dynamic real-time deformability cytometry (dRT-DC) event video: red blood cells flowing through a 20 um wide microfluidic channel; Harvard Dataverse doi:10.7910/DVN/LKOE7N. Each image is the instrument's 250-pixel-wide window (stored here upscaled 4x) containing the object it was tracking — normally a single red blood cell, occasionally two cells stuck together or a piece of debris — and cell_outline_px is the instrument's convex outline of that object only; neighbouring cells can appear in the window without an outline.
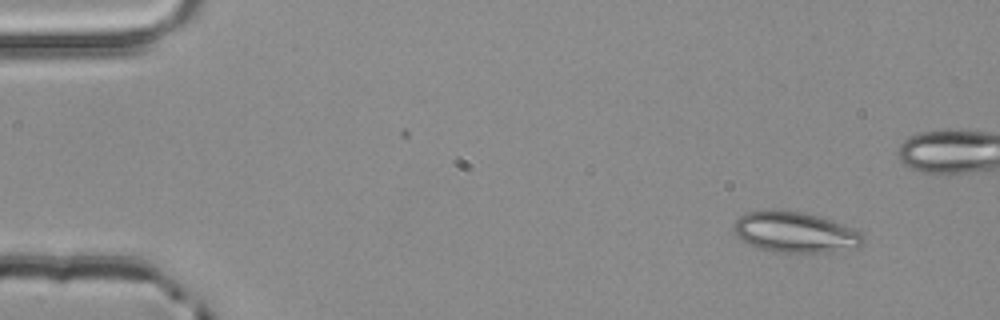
{"species": "common noctule bat (a hibernating species)", "species_latin": "Nyctalus noctula", "temperature_condition": "room temperature", "stored_images_in_passage": 4, "camera_frame_rate_fps": 3000, "um_per_image_px": 0.085, "animal": {"sex": "male", "body_mass_g": 20.4}, "frame": {"image": 1, "passage_image": 1, "time_ms": 0.0, "image_size_px": [1000, 320], "cell_outline_px": [[864, 244], [856, 248], [832, 252], [772, 252], [756, 248], [748, 244], [736, 236], [732, 228], [732, 224], [740, 216], [748, 212], [804, 212], [820, 216], [832, 220], [864, 232]], "centroid_in_image_um": [67.63, 19.78], "position_along_channel_um": 17.4, "area_um2": 30.69}}